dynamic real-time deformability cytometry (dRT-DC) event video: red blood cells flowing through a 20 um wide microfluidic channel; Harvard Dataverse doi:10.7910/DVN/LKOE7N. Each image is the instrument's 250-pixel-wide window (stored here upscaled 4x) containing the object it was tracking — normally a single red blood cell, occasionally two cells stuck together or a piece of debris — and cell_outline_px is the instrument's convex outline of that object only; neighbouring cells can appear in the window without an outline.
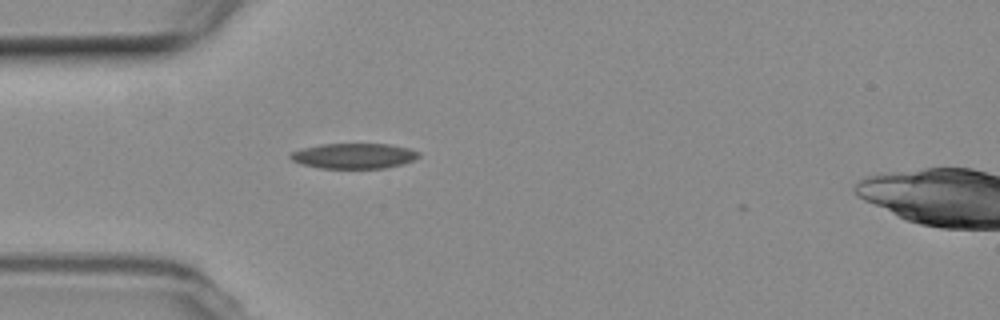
{"species": "common noctule bat (a hibernating species)", "species_latin": "Nyctalus noctula", "temperature_condition": "room temperature", "stored_images_in_passage": 5, "camera_frame_rate_fps": 3000, "um_per_image_px": 0.085, "animal": {"sex": "female", "body_mass_g": 19.3, "forearm_length_mm": 54.1}, "frame": {"image": 1, "passage_image": 4, "time_ms": 4.333, "image_size_px": [1000, 320], "cell_outline_px": [[420, 156], [404, 164], [384, 168], [320, 168], [300, 164], [292, 160], [288, 156], [292, 152], [304, 148], [320, 144], [388, 144], [408, 148], [420, 152]], "centroid_in_image_um": [30.08, 13.25], "position_along_channel_um": 54.9, "area_um2": 18.9}}